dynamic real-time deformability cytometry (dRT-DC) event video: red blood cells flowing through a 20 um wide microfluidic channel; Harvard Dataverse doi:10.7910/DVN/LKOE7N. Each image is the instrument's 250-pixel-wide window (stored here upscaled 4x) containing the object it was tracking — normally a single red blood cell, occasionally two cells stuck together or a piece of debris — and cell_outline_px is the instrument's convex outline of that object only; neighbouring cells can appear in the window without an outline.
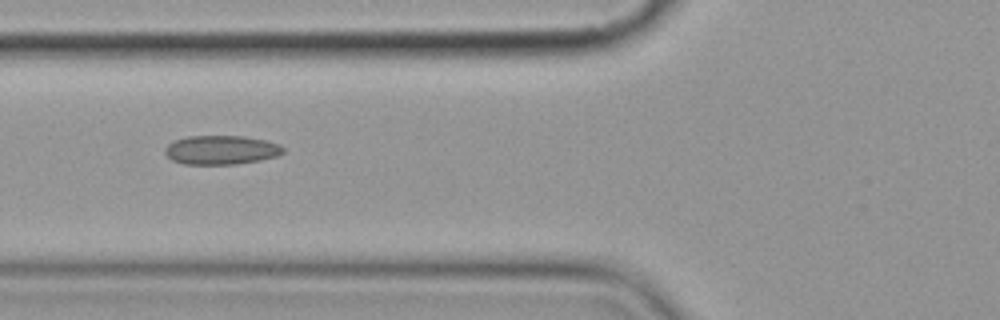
{"species": "common noctule bat (a hibernating species)", "species_latin": "Nyctalus noctula", "temperature_condition": "cold", "stored_images_in_passage": 9, "camera_frame_rate_fps": 3000, "um_per_image_px": 0.085, "animal": {"sex": "female", "body_mass_g": 19.9}, "frame": {"image": 1, "passage_image": 4, "time_ms": 3.667, "image_size_px": [1000, 320], "cell_outline_px": [[284, 152], [276, 156], [260, 160], [236, 164], [184, 164], [172, 160], [164, 152], [164, 148], [172, 140], [188, 136], [244, 136], [264, 140], [280, 144], [284, 148]], "centroid_in_image_um": [18.78, 12.74], "position_along_channel_um": 107.0, "area_um2": 20.06}}
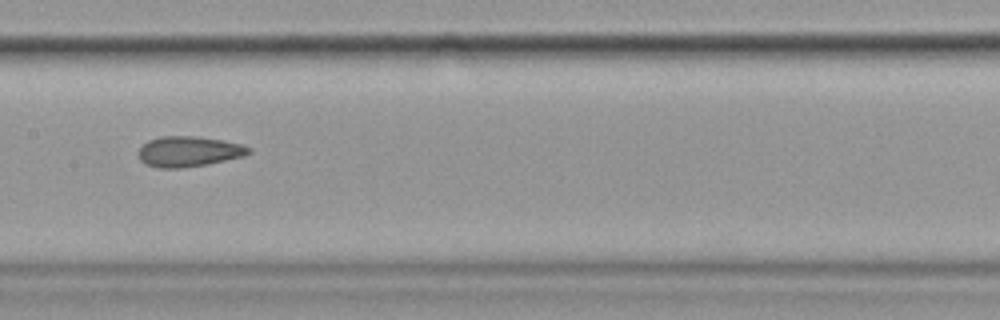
{"frame": {"image": 2, "passage_image": 6, "time_ms": 6.0, "image_size_px": [1000, 320], "cell_outline_px": [[252, 152], [244, 156], [208, 164], [180, 168], [160, 168], [144, 164], [140, 160], [136, 152], [148, 140], [160, 136], [196, 136], [224, 140], [240, 144], [252, 148]], "centroid_in_image_um": [16.03, 12.87], "position_along_channel_um": 191.4, "area_um2": 19.77}}
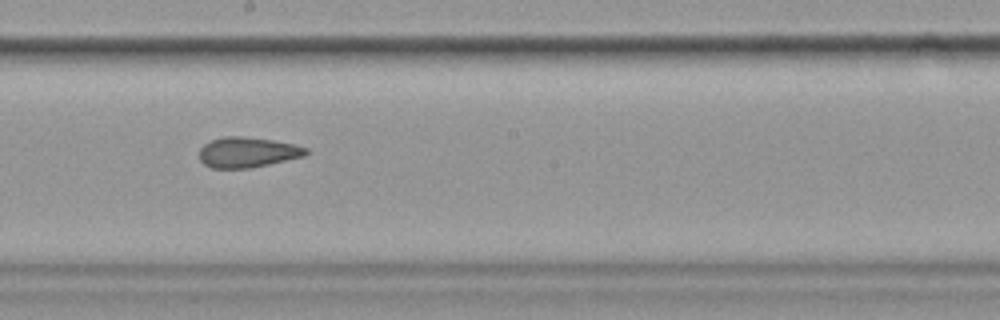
{"frame": {"image": 3, "passage_image": 7, "time_ms": 7.0, "image_size_px": [1000, 320], "cell_outline_px": [[308, 152], [304, 156], [252, 168], [212, 168], [204, 164], [200, 160], [200, 148], [204, 144], [212, 140], [224, 136], [244, 136], [272, 140], [296, 144], [308, 148]], "centroid_in_image_um": [21.05, 12.94], "position_along_channel_um": 227.2, "area_um2": 18.9}}